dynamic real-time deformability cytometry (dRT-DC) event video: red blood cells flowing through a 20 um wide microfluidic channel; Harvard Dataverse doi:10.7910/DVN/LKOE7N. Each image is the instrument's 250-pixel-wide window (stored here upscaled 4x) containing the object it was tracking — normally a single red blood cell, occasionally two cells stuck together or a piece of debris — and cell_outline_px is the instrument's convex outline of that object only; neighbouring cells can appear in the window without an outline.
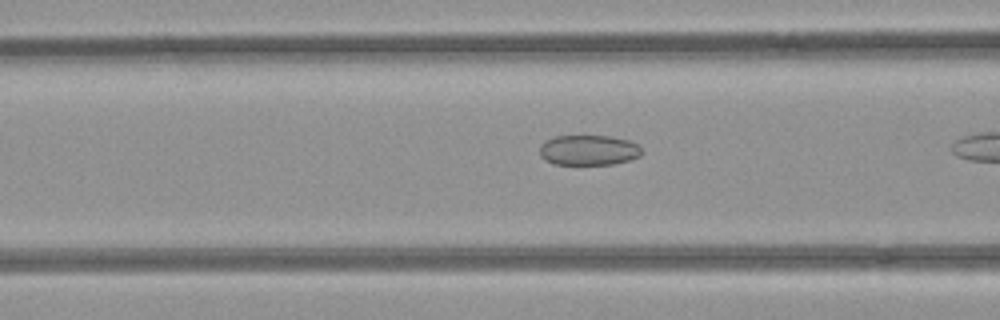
{"species": "common noctule bat (a hibernating species)", "species_latin": "Nyctalus noctula", "temperature_condition": "room temperature", "stored_images_in_passage": 6, "camera_frame_rate_fps": 3000, "um_per_image_px": 0.085, "animal": {"sex": "female", "body_mass_g": 21.9}, "frame": {"image": 1, "passage_image": 4, "time_ms": 1.0, "image_size_px": [1000, 320], "cell_outline_px": [[640, 156], [628, 160], [612, 164], [552, 164], [544, 160], [540, 156], [540, 144], [556, 136], [612, 136], [628, 140], [636, 144], [640, 148]], "centroid_in_image_um": [49.99, 12.76], "position_along_channel_um": 116.6, "area_um2": 17.86}}